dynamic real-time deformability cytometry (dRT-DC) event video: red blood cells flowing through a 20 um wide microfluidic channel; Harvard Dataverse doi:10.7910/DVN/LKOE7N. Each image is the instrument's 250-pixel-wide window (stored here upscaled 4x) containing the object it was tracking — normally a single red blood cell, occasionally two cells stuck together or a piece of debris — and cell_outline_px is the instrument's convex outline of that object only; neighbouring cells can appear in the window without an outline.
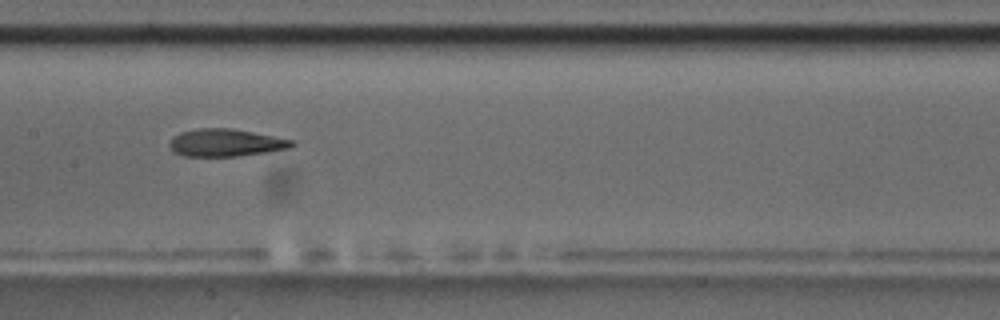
{"species": "common noctule bat (a hibernating species)", "species_latin": "Nyctalus noctula", "temperature_condition": "room temperature", "stored_images_in_passage": 7, "camera_frame_rate_fps": 3000, "um_per_image_px": 0.085, "animal": {"sex": "male", "body_mass_g": 17.5, "forearm_length_mm": 52.3}, "frame": {"image": 1, "passage_image": 4, "time_ms": 3.667, "image_size_px": [1000, 320], "cell_outline_px": [[296, 144], [288, 148], [268, 152], [236, 156], [184, 156], [172, 152], [168, 144], [172, 136], [180, 132], [200, 128], [232, 128], [296, 140]], "centroid_in_image_um": [19.17, 12.13], "position_along_channel_um": 188.2, "area_um2": 19.83}}